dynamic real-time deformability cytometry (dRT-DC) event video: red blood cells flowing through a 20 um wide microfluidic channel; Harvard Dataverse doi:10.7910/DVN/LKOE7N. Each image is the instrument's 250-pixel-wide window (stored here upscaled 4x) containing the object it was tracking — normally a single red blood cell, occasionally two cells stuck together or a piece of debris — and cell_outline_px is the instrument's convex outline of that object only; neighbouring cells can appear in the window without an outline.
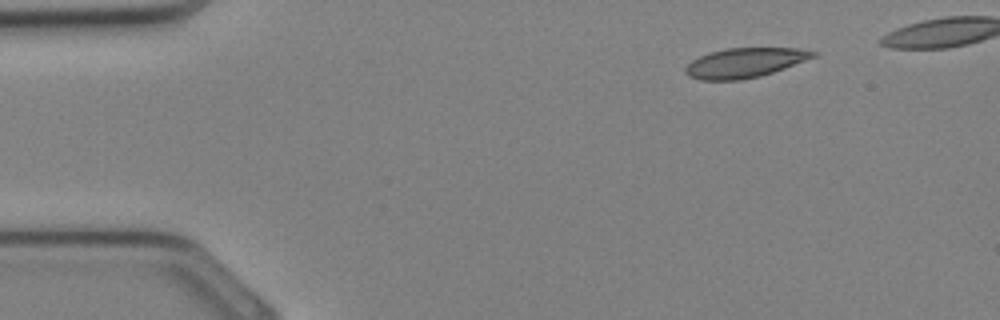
{"species": "Egyptian fruit bat (a non-hibernating species)", "species_latin": "Rousettus aegyptiacus", "temperature_condition": "cold", "stored_images_in_passage": 27, "camera_frame_rate_fps": 3000, "um_per_image_px": 0.085, "animal": {"sex": "female"}, "frame": {"image": 1, "passage_image": 1, "time_ms": 0.0, "image_size_px": [1000, 320], "cell_outline_px": [[816, 56], [784, 68], [760, 76], [740, 80], [700, 80], [688, 76], [684, 72], [684, 68], [692, 60], [708, 52], [724, 48], [796, 48], [816, 52]], "centroid_in_image_um": [63.24, 5.33], "position_along_channel_um": 21.8, "area_um2": 21.96}}
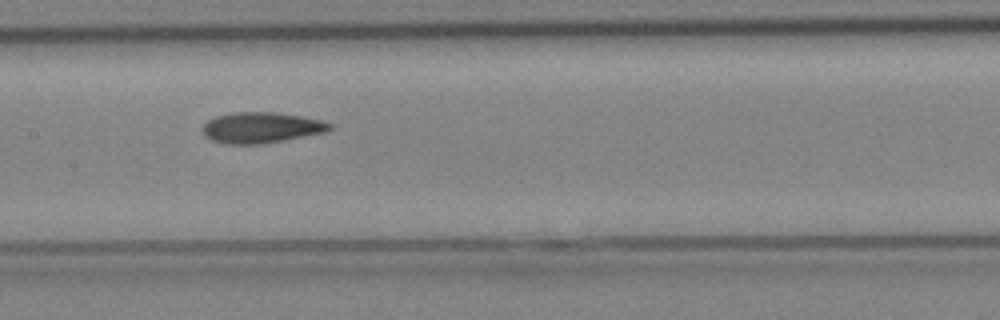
{"frame": {"image": 2, "passage_image": 13, "time_ms": 4.0, "image_size_px": [1000, 320], "cell_outline_px": [[332, 128], [324, 132], [264, 144], [228, 144], [212, 140], [204, 136], [204, 124], [208, 120], [216, 116], [236, 112], [272, 112], [300, 116], [320, 120], [332, 124]], "centroid_in_image_um": [22.19, 10.85], "position_along_channel_um": 185.2, "area_um2": 22.54}}
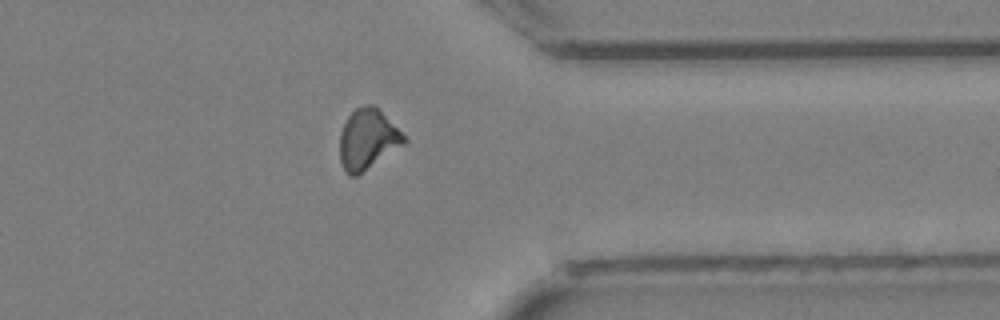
{"frame": {"image": 3, "passage_image": 23, "time_ms": 7.333, "image_size_px": [1000, 320], "cell_outline_px": [[408, 140], [404, 144], [356, 176], [348, 176], [344, 172], [340, 160], [340, 132], [348, 116], [356, 108], [364, 104], [372, 104]], "centroid_in_image_um": [31.2, 11.86], "position_along_channel_um": 380.2, "area_um2": 22.08}}